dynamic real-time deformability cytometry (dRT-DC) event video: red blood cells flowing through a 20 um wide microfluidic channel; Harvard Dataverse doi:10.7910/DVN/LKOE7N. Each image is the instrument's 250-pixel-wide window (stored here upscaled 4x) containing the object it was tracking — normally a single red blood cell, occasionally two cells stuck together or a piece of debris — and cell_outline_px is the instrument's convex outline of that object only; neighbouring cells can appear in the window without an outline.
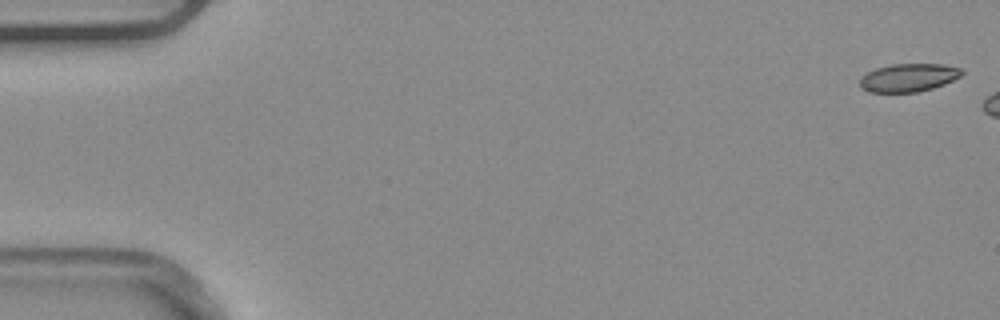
{"species": "common noctule bat (a hibernating species)", "species_latin": "Nyctalus noctula", "temperature_condition": "warm", "stored_images_in_passage": 7, "camera_frame_rate_fps": 3000, "um_per_image_px": 0.085, "animal": {"sex": "male", "body_mass_g": 20.4}, "frame": {"image": 1, "passage_image": 1, "time_ms": 0.0, "image_size_px": [1000, 320], "cell_outline_px": [[964, 72], [960, 76], [944, 84], [932, 88], [916, 92], [868, 92], [860, 88], [860, 80], [868, 72], [876, 68], [892, 64], [944, 64], [960, 68]], "centroid_in_image_um": [77.22, 6.6], "position_along_channel_um": 7.8, "area_um2": 16.59}}